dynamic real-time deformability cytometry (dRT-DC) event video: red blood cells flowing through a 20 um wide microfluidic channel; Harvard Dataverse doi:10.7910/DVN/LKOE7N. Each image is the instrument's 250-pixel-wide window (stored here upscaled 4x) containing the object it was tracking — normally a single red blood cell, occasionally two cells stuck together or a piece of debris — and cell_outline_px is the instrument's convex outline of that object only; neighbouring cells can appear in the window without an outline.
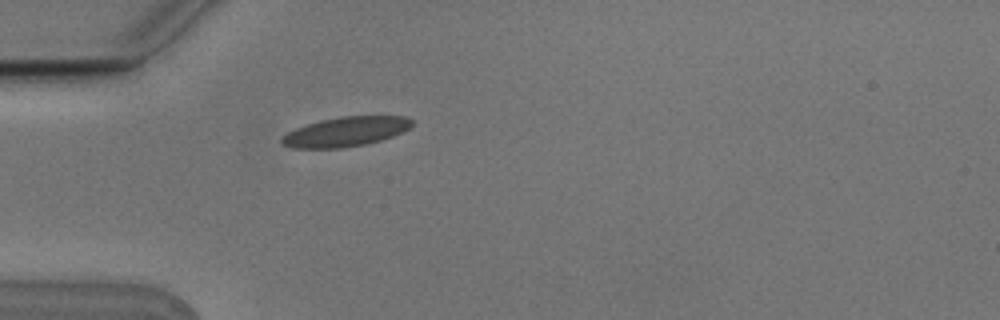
{"species": "Egyptian fruit bat (a non-hibernating species)", "species_latin": "Rousettus aegyptiacus", "temperature_condition": "cold", "stored_images_in_passage": 1, "camera_frame_rate_fps": 3000, "um_per_image_px": 0.085, "animal": {"sex": "male"}, "frame": {"image": 1, "passage_image": 1, "time_ms": 0.0, "image_size_px": [1000, 320], "cell_outline_px": [[412, 124], [408, 128], [392, 136], [380, 140], [364, 144], [344, 148], [292, 148], [280, 144], [280, 140], [288, 132], [296, 128], [320, 120], [340, 116], [404, 116], [412, 120]], "centroid_in_image_um": [29.34, 11.19], "position_along_channel_um": 55.7, "area_um2": 22.25}}